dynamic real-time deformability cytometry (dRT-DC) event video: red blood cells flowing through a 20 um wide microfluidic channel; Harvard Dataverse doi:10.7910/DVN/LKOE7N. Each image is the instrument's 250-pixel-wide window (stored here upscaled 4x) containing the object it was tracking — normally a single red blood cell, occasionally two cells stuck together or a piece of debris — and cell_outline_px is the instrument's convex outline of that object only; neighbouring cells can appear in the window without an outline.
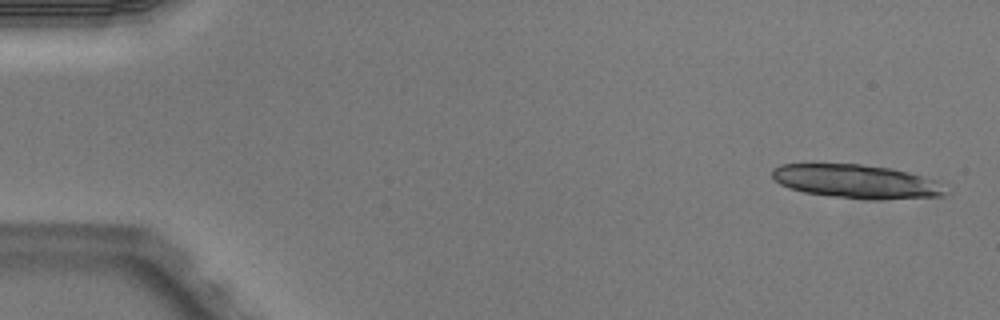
{"species": "Egyptian fruit bat (a non-hibernating species)", "species_latin": "Rousettus aegyptiacus", "temperature_condition": "warm", "stored_images_in_passage": 4, "camera_frame_rate_fps": 3000, "um_per_image_px": 0.085, "animal": {"sex": "male"}, "frame": {"image": 1, "passage_image": 1, "time_ms": 0.0, "image_size_px": [1000, 320], "cell_outline_px": [[948, 192], [944, 196], [880, 200], [864, 200], [832, 196], [804, 192], [788, 188], [772, 180], [772, 168], [780, 164], [860, 164], [892, 168], [908, 172], [936, 180]], "centroid_in_image_um": [72.78, 15.43], "position_along_channel_um": 12.2, "area_um2": 34.39}}